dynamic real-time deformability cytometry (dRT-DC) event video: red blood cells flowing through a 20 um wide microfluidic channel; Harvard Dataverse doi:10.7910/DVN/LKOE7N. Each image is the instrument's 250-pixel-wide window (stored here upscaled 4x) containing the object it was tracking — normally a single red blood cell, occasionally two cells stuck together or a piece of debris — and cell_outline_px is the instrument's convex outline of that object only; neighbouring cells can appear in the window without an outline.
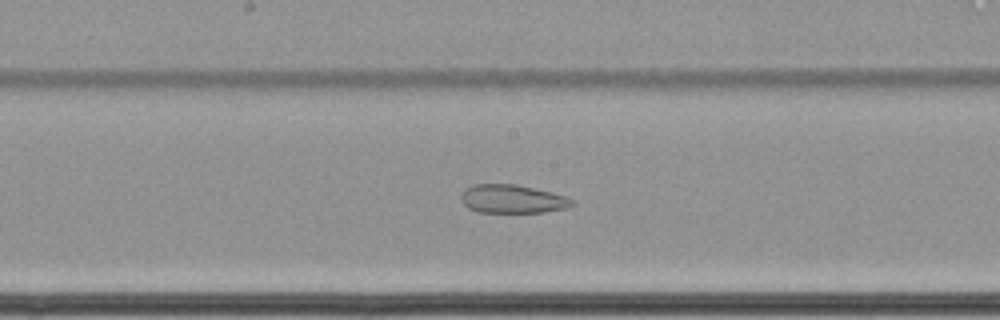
{"species": "common noctule bat (a hibernating species)", "species_latin": "Nyctalus noctula", "temperature_condition": "cold", "stored_images_in_passage": 65, "camera_frame_rate_fps": 3000, "um_per_image_px": 0.085, "animal": {"sex": "female", "body_mass_g": 22.7, "forearm_length_mm": 54.2}, "frame": {"image": 1, "passage_image": 38, "time_ms": 12.333, "image_size_px": [1000, 320], "cell_outline_px": [[576, 204], [564, 208], [544, 212], [476, 212], [468, 208], [460, 200], [460, 196], [464, 188], [472, 184], [516, 184], [552, 192], [564, 196], [572, 200]], "centroid_in_image_um": [43.49, 16.9], "position_along_channel_um": 204.7, "area_um2": 18.5}}
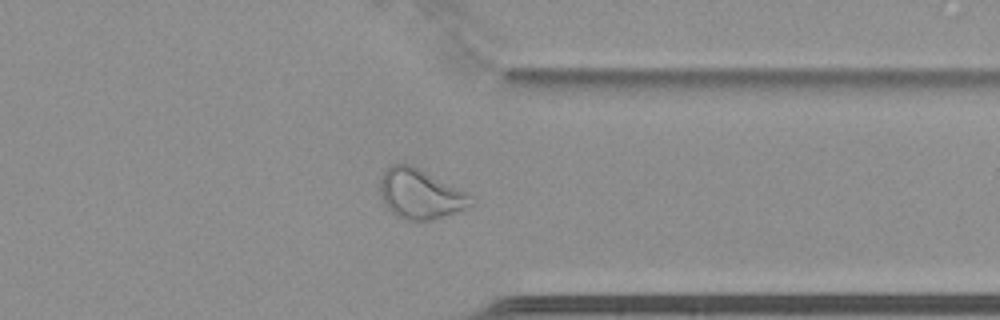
{"frame": {"image": 2, "passage_image": 53, "time_ms": 17.333, "image_size_px": [1000, 320], "cell_outline_px": [[476, 204], [432, 220], [404, 220], [396, 216], [384, 204], [380, 192], [380, 180], [384, 172], [392, 164], [412, 164], [472, 196]], "centroid_in_image_um": [35.71, 16.49], "position_along_channel_um": 375.7, "area_um2": 26.13}}
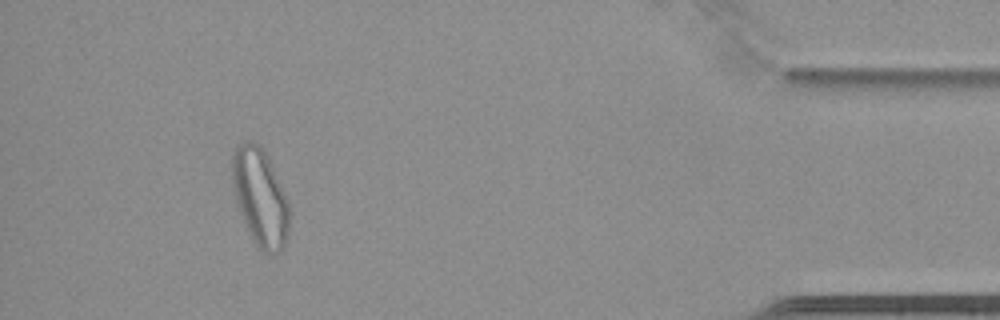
{"frame": {"image": 3, "passage_image": 61, "time_ms": 20.0, "image_size_px": [1000, 320], "cell_outline_px": [[288, 236], [284, 244], [276, 252], [268, 256], [252, 240], [240, 212], [236, 200], [232, 184], [232, 152], [240, 144], [248, 140], [252, 140], [260, 144], [288, 200]], "centroid_in_image_um": [22.09, 16.77], "position_along_channel_um": 413.1, "area_um2": 31.91}, "authors_computed_cell_mechanics": {"area_um2": 29.1312, "velocity_mm_per_s": 3.4395, "shape_relaxation_time_tau1_ms": null, "shape_relaxation_time_tau2_ms": 2.8503, "deformation_change_tau1": null, "deformation_change_tau2": 0.0883}}